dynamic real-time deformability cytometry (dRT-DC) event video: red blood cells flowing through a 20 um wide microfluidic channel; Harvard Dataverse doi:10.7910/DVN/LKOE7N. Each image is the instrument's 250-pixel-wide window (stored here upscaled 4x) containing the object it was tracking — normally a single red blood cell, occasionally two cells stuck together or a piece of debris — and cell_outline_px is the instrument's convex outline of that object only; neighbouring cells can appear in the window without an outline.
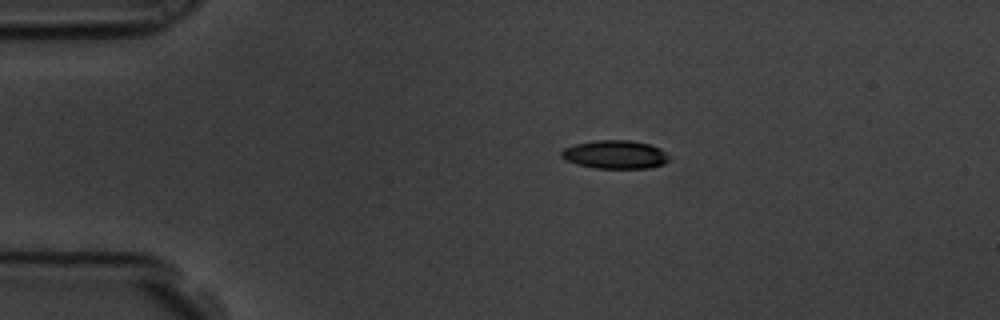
{"species": "common noctule bat (a hibernating species)", "species_latin": "Nyctalus noctula", "temperature_condition": "room temperature", "stored_images_in_passage": 8, "camera_frame_rate_fps": 3000, "um_per_image_px": 0.085, "animal": {"sex": "male", "body_mass_g": 19.5, "forearm_length_mm": 54.6}, "frame": {"image": 1, "passage_image": 1, "time_ms": 0.0, "image_size_px": [1000, 320], "cell_outline_px": [[672, 156], [664, 164], [648, 168], [596, 168], [576, 164], [564, 160], [560, 156], [560, 152], [564, 148], [576, 144], [596, 140], [628, 140], [648, 144], [660, 148]], "centroid_in_image_um": [52.29, 13.14], "position_along_channel_um": 32.7, "area_um2": 17.92}}
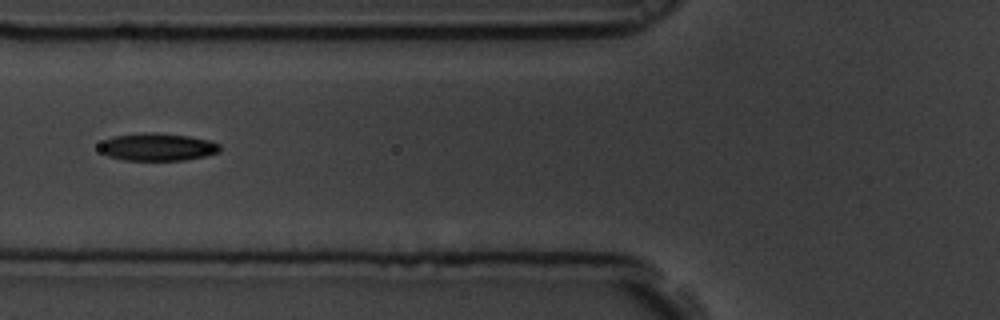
{"frame": {"image": 2, "passage_image": 4, "time_ms": 1.0, "image_size_px": [1000, 320], "cell_outline_px": [[220, 152], [204, 156], [184, 160], [124, 160], [108, 156], [100, 152], [100, 144], [104, 140], [112, 136], [148, 132], [156, 132], [188, 136], [208, 140], [220, 144]], "centroid_in_image_um": [13.37, 12.49], "position_along_channel_um": 112.4, "area_um2": 19.36}}
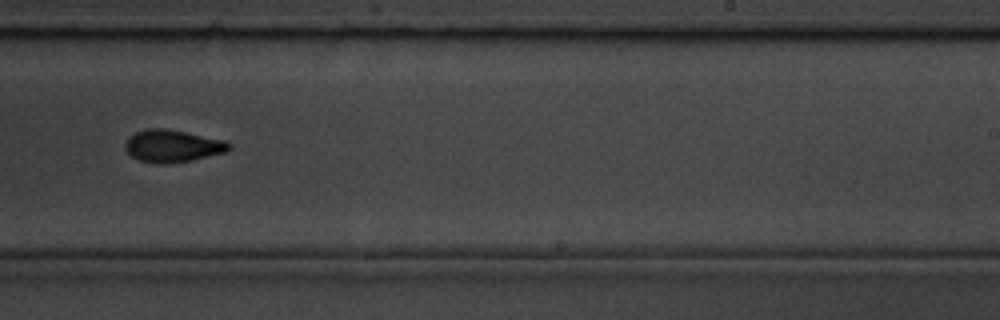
{"frame": {"image": 3, "passage_image": 8, "time_ms": 2.333, "image_size_px": [1000, 320], "cell_outline_px": [[232, 148], [228, 152], [192, 160], [168, 164], [156, 164], [140, 160], [132, 156], [124, 148], [124, 144], [128, 136], [144, 128], [164, 128], [224, 140], [232, 144]], "centroid_in_image_um": [14.66, 12.41], "position_along_channel_um": 274.3, "area_um2": 19.77}}